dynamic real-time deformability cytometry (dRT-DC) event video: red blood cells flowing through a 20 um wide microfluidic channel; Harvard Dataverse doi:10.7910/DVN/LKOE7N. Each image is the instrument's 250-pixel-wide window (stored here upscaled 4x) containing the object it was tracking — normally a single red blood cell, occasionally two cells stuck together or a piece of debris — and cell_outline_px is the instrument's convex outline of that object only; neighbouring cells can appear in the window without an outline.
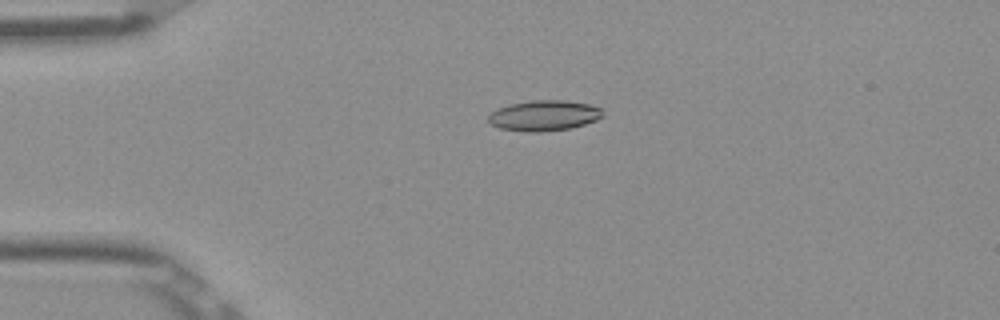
{"species": "Egyptian fruit bat (a non-hibernating species)", "species_latin": "Rousettus aegyptiacus", "temperature_condition": "room temperature", "stored_images_in_passage": 53, "camera_frame_rate_fps": 3000, "um_per_image_px": 0.085, "frame": {"image": 1, "passage_image": 13, "time_ms": 4.0, "image_size_px": [1000, 320], "cell_outline_px": [[604, 116], [596, 120], [572, 128], [540, 132], [524, 132], [500, 128], [488, 124], [488, 116], [496, 108], [508, 104], [532, 100], [564, 100], [588, 104], [600, 108], [604, 112]], "centroid_in_image_um": [46.21, 9.82], "position_along_channel_um": 38.8, "area_um2": 20.58}}
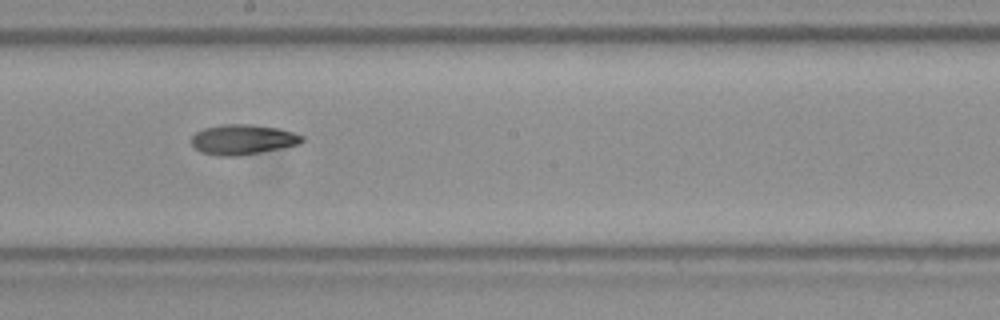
{"frame": {"image": 2, "passage_image": 30, "time_ms": 9.667, "image_size_px": [1000, 320], "cell_outline_px": [[304, 140], [300, 144], [280, 148], [236, 156], [220, 156], [200, 152], [192, 144], [192, 136], [196, 132], [204, 128], [224, 124], [252, 124], [280, 128], [304, 136]], "centroid_in_image_um": [20.64, 11.85], "position_along_channel_um": 227.6, "area_um2": 19.31}}
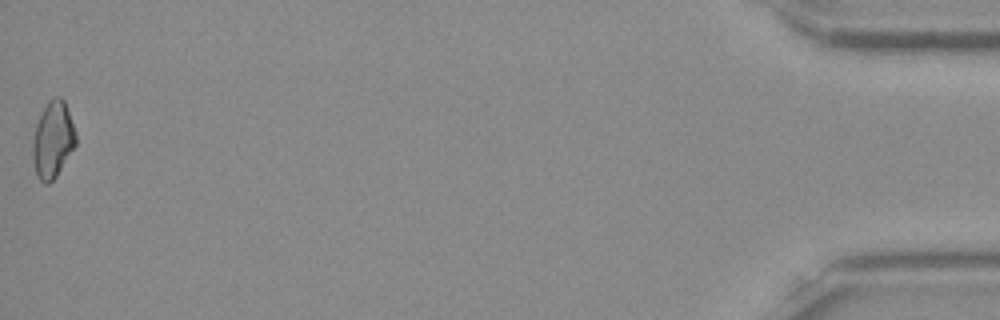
{"frame": {"image": 3, "passage_image": 53, "time_ms": 17.333, "image_size_px": [1000, 320], "cell_outline_px": [[76, 144], [56, 176], [48, 184], [44, 184], [36, 176], [32, 160], [32, 140], [36, 124], [40, 112], [48, 100], [56, 96], [60, 96], [64, 100], [76, 132]], "centroid_in_image_um": [4.46, 11.87], "position_along_channel_um": 430.7, "area_um2": 19.42}}